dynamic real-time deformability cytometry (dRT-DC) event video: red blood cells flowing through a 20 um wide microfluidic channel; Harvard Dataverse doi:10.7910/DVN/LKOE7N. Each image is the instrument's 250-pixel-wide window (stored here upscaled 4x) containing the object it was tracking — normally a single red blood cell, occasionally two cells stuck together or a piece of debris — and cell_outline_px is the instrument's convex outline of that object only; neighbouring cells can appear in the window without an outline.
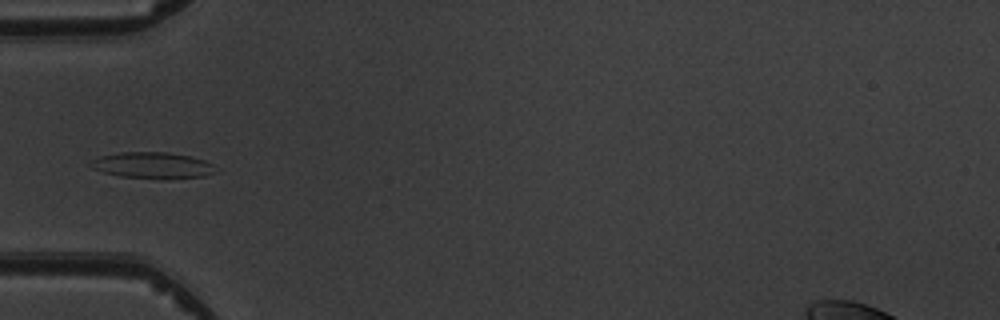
{"species": "common noctule bat (a hibernating species)", "species_latin": "Nyctalus noctula", "temperature_condition": "warm", "stored_images_in_passage": 2, "camera_frame_rate_fps": 3000, "um_per_image_px": 0.085, "animal": {"sex": "male", "body_mass_g": 19.5, "forearm_length_mm": 54.6}, "frame": {"image": 1, "passage_image": 2, "time_ms": 1.0, "image_size_px": [1000, 320], "cell_outline_px": [[216, 172], [204, 176], [164, 180], [120, 176], [104, 172], [92, 168], [88, 164], [92, 160], [100, 156], [120, 152], [168, 152], [188, 156], [204, 160], [212, 164]], "centroid_in_image_um": [12.96, 14.07], "position_along_channel_um": 72.0, "area_um2": 19.25}}